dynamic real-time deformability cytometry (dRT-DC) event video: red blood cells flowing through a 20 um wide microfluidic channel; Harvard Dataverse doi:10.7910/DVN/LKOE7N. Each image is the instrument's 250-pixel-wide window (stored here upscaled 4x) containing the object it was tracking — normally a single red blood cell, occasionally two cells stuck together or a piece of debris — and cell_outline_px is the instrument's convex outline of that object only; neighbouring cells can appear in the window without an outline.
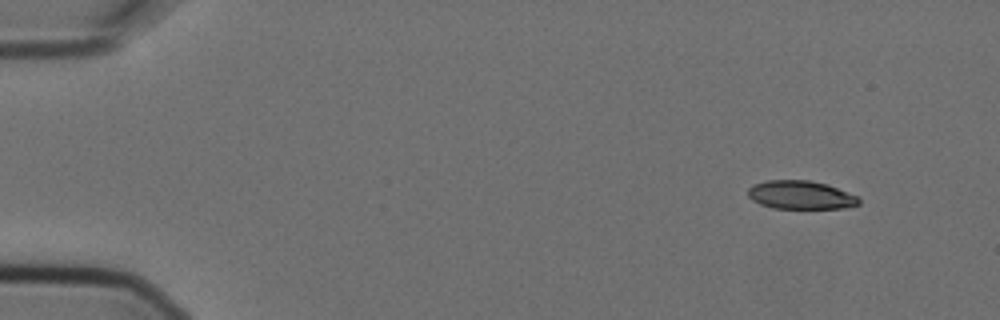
{"species": "Egyptian fruit bat (a non-hibernating species)", "species_latin": "Rousettus aegyptiacus", "temperature_condition": "cold", "stored_images_in_passage": 4, "camera_frame_rate_fps": 3000, "um_per_image_px": 0.085, "animal": {"sex": "female"}, "frame": {"image": 1, "passage_image": 1, "time_ms": 0.0, "image_size_px": [1000, 320], "cell_outline_px": [[860, 204], [844, 208], [772, 208], [760, 204], [752, 200], [748, 196], [748, 188], [752, 184], [768, 180], [808, 180], [828, 184], [860, 196]], "centroid_in_image_um": [68.08, 16.56], "position_along_channel_um": 16.9, "area_um2": 18.61}}
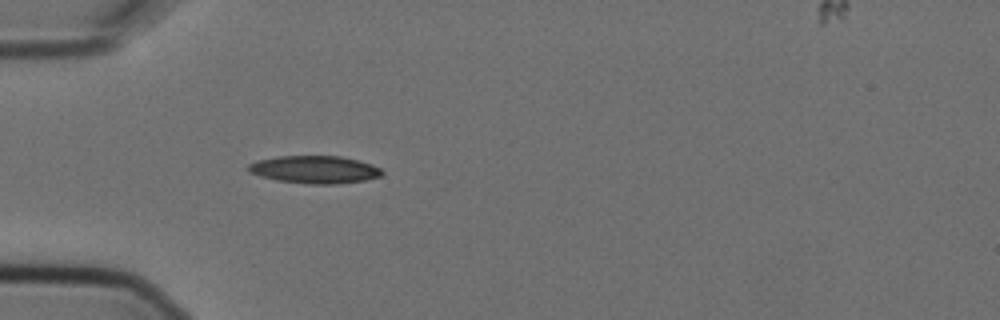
{"frame": {"image": 2, "passage_image": 4, "time_ms": 1.0, "image_size_px": [1000, 320], "cell_outline_px": [[384, 172], [380, 176], [364, 180], [336, 184], [312, 184], [276, 180], [260, 176], [248, 172], [248, 164], [256, 160], [280, 156], [340, 156], [372, 164], [380, 168]], "centroid_in_image_um": [26.72, 14.41], "position_along_channel_um": 58.3, "area_um2": 21.44}}